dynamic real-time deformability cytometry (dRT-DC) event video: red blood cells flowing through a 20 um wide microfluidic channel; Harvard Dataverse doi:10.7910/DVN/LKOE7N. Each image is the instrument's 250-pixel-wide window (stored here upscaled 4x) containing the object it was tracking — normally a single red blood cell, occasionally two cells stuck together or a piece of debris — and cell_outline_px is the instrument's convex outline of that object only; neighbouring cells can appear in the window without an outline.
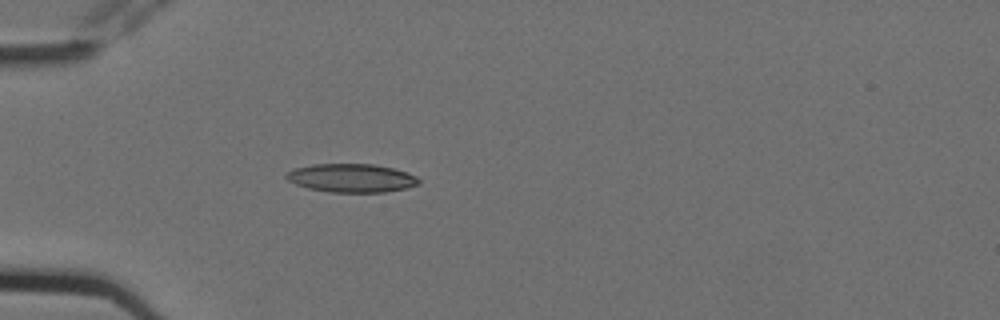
{"species": "Egyptian fruit bat (a non-hibernating species)", "species_latin": "Rousettus aegyptiacus", "temperature_condition": "cold", "stored_images_in_passage": 5, "camera_frame_rate_fps": 3000, "um_per_image_px": 0.085, "animal": {"sex": "female"}, "frame": {"image": 1, "passage_image": 5, "time_ms": 1.333, "image_size_px": [1000, 320], "cell_outline_px": [[420, 184], [404, 188], [384, 192], [328, 192], [308, 188], [296, 184], [288, 180], [284, 176], [288, 172], [296, 168], [312, 164], [376, 164], [392, 168], [416, 176], [420, 180]], "centroid_in_image_um": [29.86, 15.13], "position_along_channel_um": 55.1, "area_um2": 21.85}}